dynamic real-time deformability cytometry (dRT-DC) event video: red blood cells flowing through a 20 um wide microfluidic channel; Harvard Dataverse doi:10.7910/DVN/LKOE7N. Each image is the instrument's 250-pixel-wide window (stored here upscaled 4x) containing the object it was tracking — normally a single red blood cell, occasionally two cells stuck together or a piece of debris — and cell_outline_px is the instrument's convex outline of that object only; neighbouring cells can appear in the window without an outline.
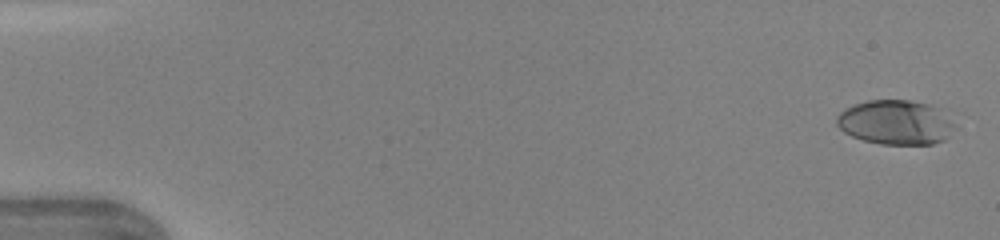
{"species": "human", "species_latin": "Homo sapiens", "temperature_condition": "warm", "stored_images_in_passage": 46, "camera_frame_rate_fps": 3000, "um_per_image_px": 0.085, "donor": {"sex": "female"}, "frame": {"image": 1, "passage_image": 1, "time_ms": 0.0, "image_size_px": [1000, 240], "cell_outline_px": [[956, 124], [948, 136], [944, 140], [932, 144], [880, 144], [864, 140], [852, 136], [844, 132], [836, 124], [836, 116], [840, 112], [856, 104], [868, 100], [912, 100], [928, 104], [940, 108]], "centroid_in_image_um": [76.15, 10.4], "position_along_channel_um": 8.9, "area_um2": 30.63}}
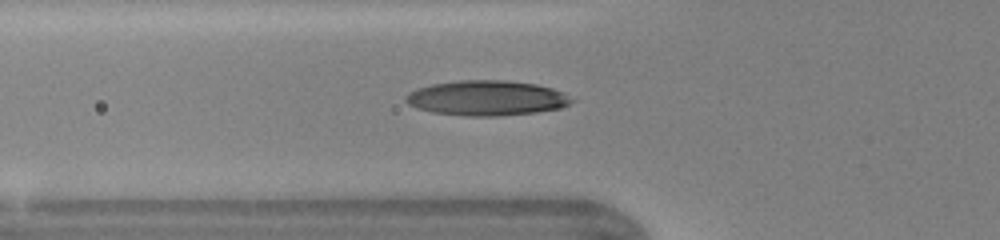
{"frame": {"image": 2, "passage_image": 17, "time_ms": 5.333, "image_size_px": [1000, 240], "cell_outline_px": [[576, 100], [560, 108], [536, 112], [500, 116], [464, 116], [432, 112], [416, 108], [408, 104], [404, 100], [404, 96], [408, 92], [416, 88], [432, 84], [460, 80], [508, 80], [536, 84], [552, 88], [564, 92]], "centroid_in_image_um": [41.35, 8.33], "position_along_channel_um": 84.4, "area_um2": 34.22}}
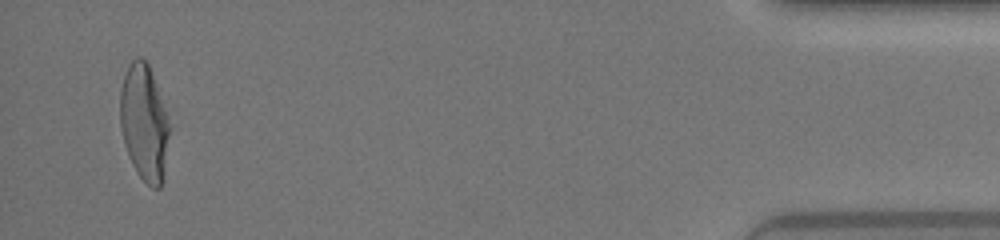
{"frame": {"image": 3, "passage_image": 45, "time_ms": 14.667, "image_size_px": [1000, 240], "cell_outline_px": [[168, 136], [160, 188], [152, 188], [136, 172], [132, 164], [124, 144], [120, 124], [120, 88], [128, 64], [136, 56], [140, 56], [148, 64], [168, 116]], "centroid_in_image_um": [12.21, 10.37], "position_along_channel_um": 423.0, "area_um2": 32.71}, "authors_computed_cell_mechanics": {"area_um2": 32.6859, "velocity_mm_per_s": 4.3705, "shape_relaxation_time_tau1_ms": 4.9477, "shape_relaxation_time_tau2_ms": 0.6855, "deformation_change_tau1": 0.2182, "deformation_change_tau2": 0.0756}}